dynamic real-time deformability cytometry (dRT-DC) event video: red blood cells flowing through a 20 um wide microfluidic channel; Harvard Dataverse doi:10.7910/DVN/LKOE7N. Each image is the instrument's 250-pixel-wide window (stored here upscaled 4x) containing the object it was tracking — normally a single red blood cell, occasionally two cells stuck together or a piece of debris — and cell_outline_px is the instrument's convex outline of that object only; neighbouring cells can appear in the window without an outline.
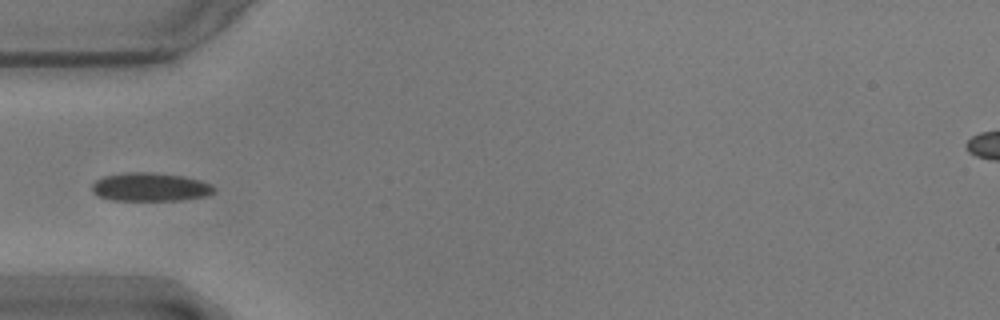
{"species": "common noctule bat (a hibernating species)", "species_latin": "Nyctalus noctula", "temperature_condition": "warm", "stored_images_in_passage": 39, "camera_frame_rate_fps": 3000, "um_per_image_px": 0.085, "animal": {"sex": "male", "body_mass_g": 17.9}, "frame": {"image": 1, "passage_image": 1, "time_ms": 0.0, "image_size_px": [1000, 320], "cell_outline_px": [[216, 192], [208, 196], [180, 200], [112, 200], [100, 196], [92, 192], [92, 184], [96, 180], [104, 176], [132, 172], [144, 172], [180, 176], [200, 180], [212, 184], [216, 188]], "centroid_in_image_um": [12.81, 15.91], "position_along_channel_um": 72.2, "area_um2": 20.11}}
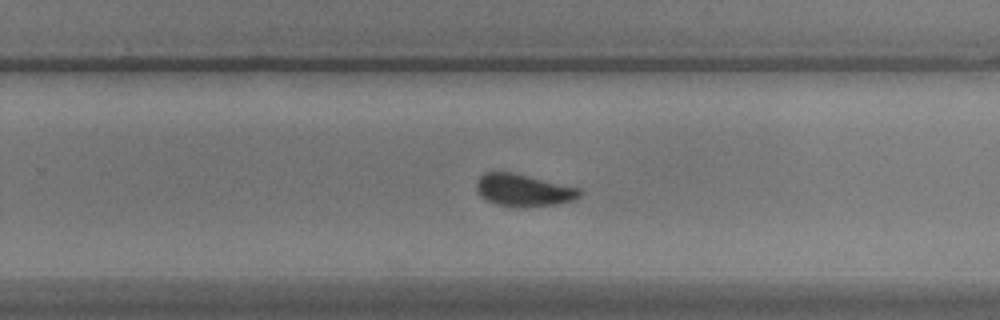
{"frame": {"image": 2, "passage_image": 19, "time_ms": 6.0, "image_size_px": [1000, 320], "cell_outline_px": [[584, 192], [576, 200], [556, 204], [496, 204], [480, 196], [476, 188], [476, 180], [484, 172], [512, 172], [580, 188]], "centroid_in_image_um": [44.51, 16.11], "position_along_channel_um": 285.3, "area_um2": 18.73}}
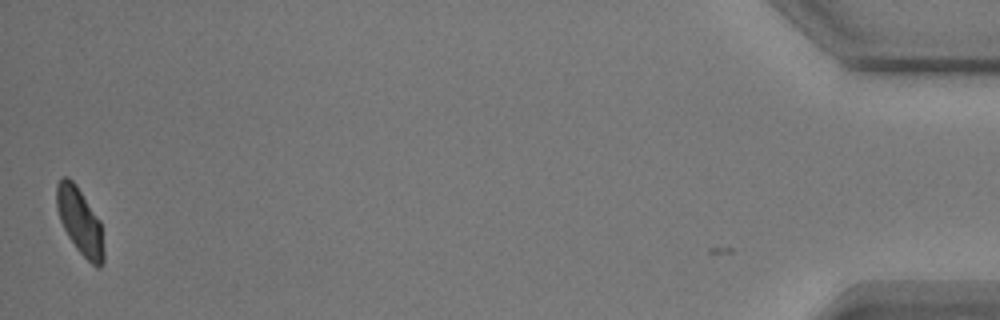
{"frame": {"image": 3, "passage_image": 39, "time_ms": 12.667, "image_size_px": [1000, 320], "cell_outline_px": [[104, 260], [100, 268], [96, 268], [76, 248], [68, 236], [60, 220], [56, 208], [56, 184], [64, 176], [68, 176], [76, 184], [100, 220], [104, 252]], "centroid_in_image_um": [6.79, 18.8], "position_along_channel_um": 428.4, "area_um2": 18.26}, "authors_computed_cell_mechanics": {"area_um2": 19.5942, "velocity_mm_per_s": 3.5434, "shape_relaxation_time_tau1_ms": 4.0084, "shape_relaxation_time_tau2_ms": 0.8718, "deformation_change_tau1": 0.0968, "deformation_change_tau2": 0.0448}}